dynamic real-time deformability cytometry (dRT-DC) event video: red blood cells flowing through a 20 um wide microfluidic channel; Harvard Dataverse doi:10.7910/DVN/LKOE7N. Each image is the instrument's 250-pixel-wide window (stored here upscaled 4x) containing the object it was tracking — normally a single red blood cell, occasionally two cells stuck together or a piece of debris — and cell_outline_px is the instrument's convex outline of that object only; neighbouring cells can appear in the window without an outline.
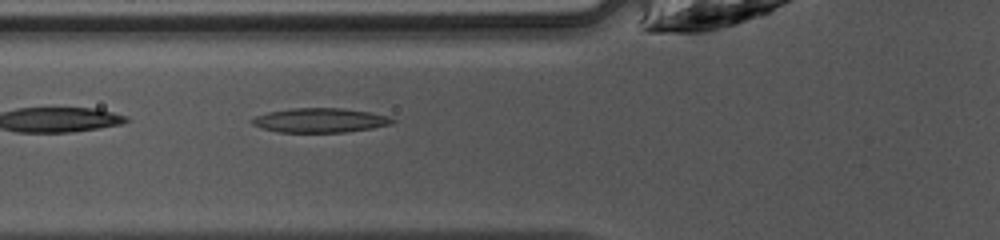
{"species": "common noctule bat (a hibernating species)", "species_latin": "Nyctalus noctula", "temperature_condition": "warm", "stored_images_in_passage": 37, "camera_frame_rate_fps": 3000, "um_per_image_px": 0.085, "animal": {"sex": "female", "body_mass_g": 10.0, "forearm_length_mm": 53.1}, "frame": {"image": 1, "passage_image": 8, "time_ms": 2.333, "image_size_px": [1000, 240], "cell_outline_px": [[396, 120], [392, 124], [372, 128], [344, 132], [280, 132], [264, 128], [252, 124], [248, 120], [256, 116], [268, 112], [292, 108], [344, 108], [368, 112], [388, 116]], "centroid_in_image_um": [27.2, 10.22], "position_along_channel_um": 98.6, "area_um2": 19.83}}
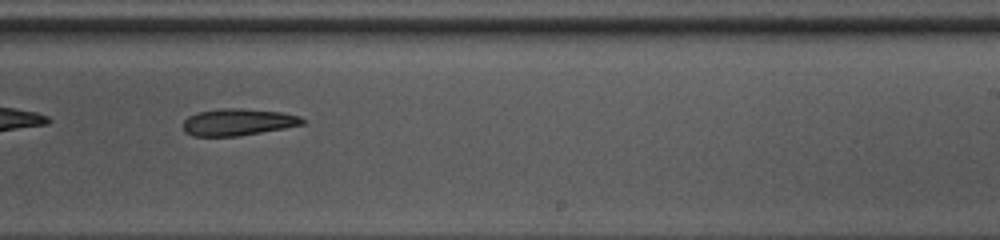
{"frame": {"image": 2, "passage_image": 20, "time_ms": 6.333, "image_size_px": [1000, 240], "cell_outline_px": [[304, 124], [284, 128], [236, 136], [192, 136], [184, 132], [184, 120], [188, 116], [196, 112], [224, 108], [240, 108], [280, 112], [300, 116], [304, 120]], "centroid_in_image_um": [20.19, 10.37], "position_along_channel_um": 268.8, "area_um2": 18.55}}
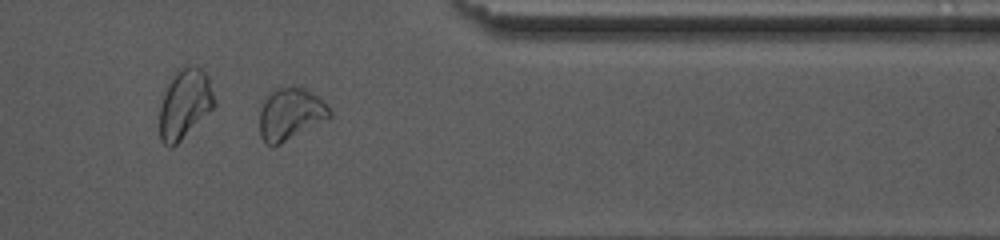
{"frame": {"image": 3, "passage_image": 29, "time_ms": 9.333, "image_size_px": [1000, 240], "cell_outline_px": [[332, 116], [328, 120], [272, 148], [260, 136], [260, 108], [264, 100], [272, 88], [304, 88], [328, 104], [332, 112]], "centroid_in_image_um": [24.7, 9.72], "position_along_channel_um": 386.7, "area_um2": 21.39}, "authors_computed_cell_mechanics": {"area_um2": 19.9988, "velocity_mm_per_s": 4.2473, "shape_relaxation_time_tau1_ms": 3.1046, "shape_relaxation_time_tau2_ms": null, "deformation_change_tau1": 0.0909, "deformation_change_tau2": null}}